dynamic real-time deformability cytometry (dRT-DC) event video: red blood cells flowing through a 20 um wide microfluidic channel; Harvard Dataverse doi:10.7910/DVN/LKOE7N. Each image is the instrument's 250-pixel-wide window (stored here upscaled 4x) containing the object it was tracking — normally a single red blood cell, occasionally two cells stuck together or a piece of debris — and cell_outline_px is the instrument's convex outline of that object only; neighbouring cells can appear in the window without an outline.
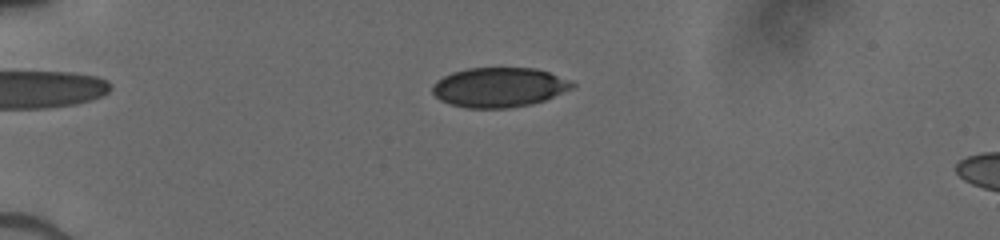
{"species": "human", "species_latin": "Homo sapiens", "temperature_condition": "cold", "stored_images_in_passage": 17, "camera_frame_rate_fps": 3000, "um_per_image_px": 0.085, "donor": {"sex": "male"}, "frame": {"image": 1, "passage_image": 3, "time_ms": 0.667, "image_size_px": [1000, 240], "cell_outline_px": [[576, 84], [572, 88], [544, 100], [528, 104], [508, 108], [464, 108], [440, 100], [432, 92], [432, 84], [436, 80], [452, 72], [468, 68], [536, 68], [572, 80]], "centroid_in_image_um": [42.41, 7.41], "position_along_channel_um": 42.6, "area_um2": 32.25}}
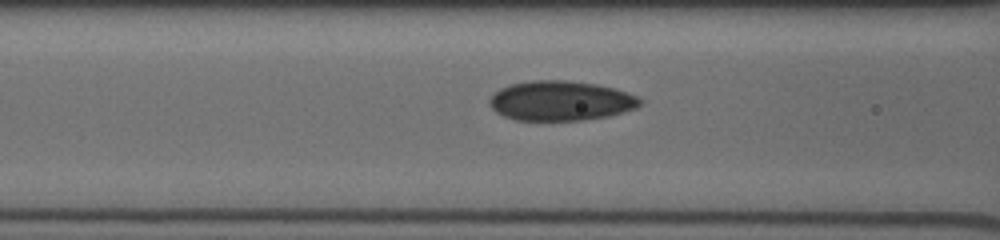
{"frame": {"image": 2, "passage_image": 13, "time_ms": 3.667, "image_size_px": [1000, 240], "cell_outline_px": [[640, 104], [636, 108], [608, 116], [580, 120], [516, 120], [504, 116], [496, 112], [488, 104], [488, 100], [500, 88], [512, 84], [532, 80], [568, 80], [596, 84], [616, 88], [636, 96], [640, 100]], "centroid_in_image_um": [47.64, 8.56], "position_along_channel_um": 119.0, "area_um2": 34.74}}
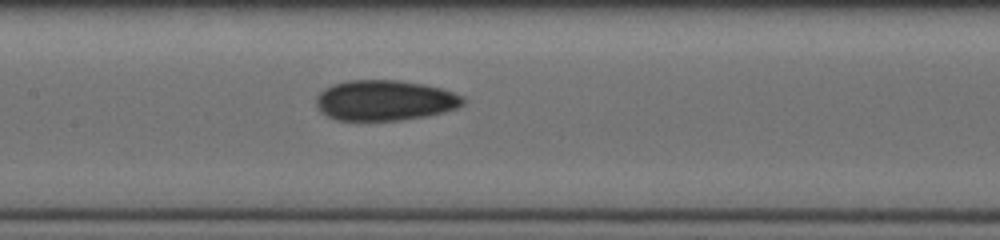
{"frame": {"image": 3, "passage_image": 17, "time_ms": 5.0, "image_size_px": [1000, 240], "cell_outline_px": [[464, 104], [456, 108], [444, 112], [424, 116], [400, 120], [336, 120], [320, 112], [316, 108], [316, 96], [324, 88], [332, 84], [348, 80], [400, 80], [424, 84], [440, 88], [464, 96]], "centroid_in_image_um": [32.67, 8.52], "position_along_channel_um": 174.7, "area_um2": 34.74}}